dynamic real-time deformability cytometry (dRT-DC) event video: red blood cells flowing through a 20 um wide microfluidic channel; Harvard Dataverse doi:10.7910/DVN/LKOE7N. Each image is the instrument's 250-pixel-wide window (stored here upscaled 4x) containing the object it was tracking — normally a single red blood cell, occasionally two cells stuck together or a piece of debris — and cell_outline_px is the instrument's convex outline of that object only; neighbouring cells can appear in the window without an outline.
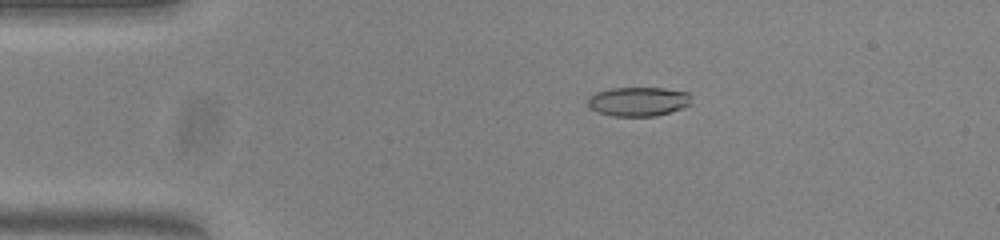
{"species": "common noctule bat (a hibernating species)", "species_latin": "Nyctalus noctula", "temperature_condition": "warm", "stored_images_in_passage": 54, "camera_frame_rate_fps": 3000, "um_per_image_px": 0.085, "animal": {"sex": "female", "body_mass_g": 23.0, "forearm_length_mm": 53.4}, "frame": {"image": 1, "passage_image": 11, "time_ms": 3.333, "image_size_px": [1000, 240], "cell_outline_px": [[692, 104], [684, 108], [656, 116], [612, 116], [596, 112], [588, 108], [588, 100], [596, 92], [612, 88], [664, 88], [688, 92]], "centroid_in_image_um": [54.27, 8.64], "position_along_channel_um": 30.7, "area_um2": 17.74}}
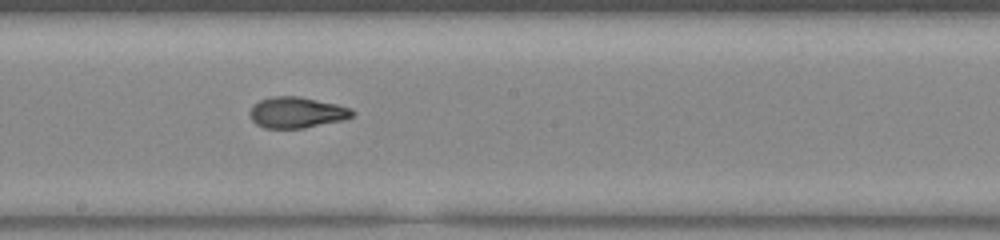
{"frame": {"image": 2, "passage_image": 30, "time_ms": 9.667, "image_size_px": [1000, 240], "cell_outline_px": [[356, 112], [352, 116], [344, 120], [304, 128], [264, 128], [256, 124], [252, 120], [248, 112], [252, 104], [260, 100], [272, 96], [300, 96], [336, 104], [352, 108]], "centroid_in_image_um": [25.21, 9.56], "position_along_channel_um": 223.0, "area_um2": 18.73}}
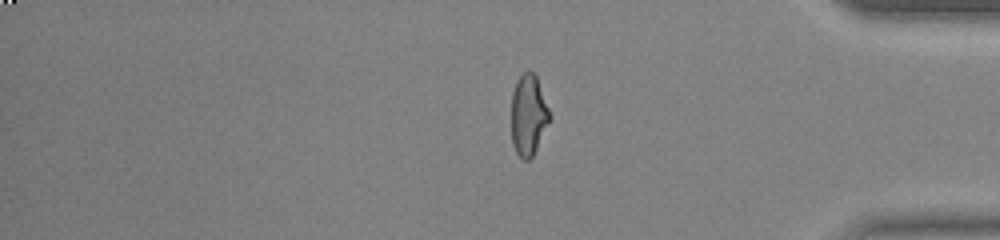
{"frame": {"image": 3, "passage_image": 45, "time_ms": 14.667, "image_size_px": [1000, 240], "cell_outline_px": [[552, 116], [532, 156], [528, 160], [524, 160], [516, 152], [512, 144], [512, 92], [516, 80], [528, 68], [536, 76]], "centroid_in_image_um": [44.92, 9.75], "position_along_channel_um": 390.3, "area_um2": 17.98}, "authors_computed_cell_mechanics": {"area_um2": 18.4093, "velocity_mm_per_s": 3.832, "shape_relaxation_time_tau1_ms": 5.2731, "shape_relaxation_time_tau2_ms": 1.3962, "deformation_change_tau1": 0.2335, "deformation_change_tau2": 0.0685}}